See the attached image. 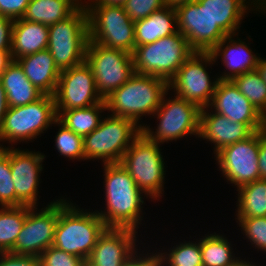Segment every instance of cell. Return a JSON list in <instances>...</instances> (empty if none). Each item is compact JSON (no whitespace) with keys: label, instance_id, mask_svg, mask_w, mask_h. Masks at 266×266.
Wrapping results in <instances>:
<instances>
[{"label":"cell","instance_id":"obj_51","mask_svg":"<svg viewBox=\"0 0 266 266\" xmlns=\"http://www.w3.org/2000/svg\"><path fill=\"white\" fill-rule=\"evenodd\" d=\"M245 1L248 3V5H250L254 9L259 0H245Z\"/></svg>","mask_w":266,"mask_h":266},{"label":"cell","instance_id":"obj_23","mask_svg":"<svg viewBox=\"0 0 266 266\" xmlns=\"http://www.w3.org/2000/svg\"><path fill=\"white\" fill-rule=\"evenodd\" d=\"M48 26L42 23L26 21L22 18L14 20L12 30V60L47 49Z\"/></svg>","mask_w":266,"mask_h":266},{"label":"cell","instance_id":"obj_20","mask_svg":"<svg viewBox=\"0 0 266 266\" xmlns=\"http://www.w3.org/2000/svg\"><path fill=\"white\" fill-rule=\"evenodd\" d=\"M255 131L247 124L232 122L226 116L209 110V107L200 110L199 137L214 144V154L222 148L236 142L246 140Z\"/></svg>","mask_w":266,"mask_h":266},{"label":"cell","instance_id":"obj_19","mask_svg":"<svg viewBox=\"0 0 266 266\" xmlns=\"http://www.w3.org/2000/svg\"><path fill=\"white\" fill-rule=\"evenodd\" d=\"M208 107L232 122L247 123L255 132L266 129V117L231 80H219Z\"/></svg>","mask_w":266,"mask_h":266},{"label":"cell","instance_id":"obj_38","mask_svg":"<svg viewBox=\"0 0 266 266\" xmlns=\"http://www.w3.org/2000/svg\"><path fill=\"white\" fill-rule=\"evenodd\" d=\"M165 6H167L165 0H127L123 5L132 21L146 18Z\"/></svg>","mask_w":266,"mask_h":266},{"label":"cell","instance_id":"obj_2","mask_svg":"<svg viewBox=\"0 0 266 266\" xmlns=\"http://www.w3.org/2000/svg\"><path fill=\"white\" fill-rule=\"evenodd\" d=\"M169 90L168 82L160 77L134 73L120 88L105 99L110 115L132 120L141 128L144 116L152 117L164 94Z\"/></svg>","mask_w":266,"mask_h":266},{"label":"cell","instance_id":"obj_4","mask_svg":"<svg viewBox=\"0 0 266 266\" xmlns=\"http://www.w3.org/2000/svg\"><path fill=\"white\" fill-rule=\"evenodd\" d=\"M161 144L150 141L142 132L125 151L120 164L134 179L138 188L149 198L164 195L165 162Z\"/></svg>","mask_w":266,"mask_h":266},{"label":"cell","instance_id":"obj_29","mask_svg":"<svg viewBox=\"0 0 266 266\" xmlns=\"http://www.w3.org/2000/svg\"><path fill=\"white\" fill-rule=\"evenodd\" d=\"M235 218L266 217V179H259L236 190Z\"/></svg>","mask_w":266,"mask_h":266},{"label":"cell","instance_id":"obj_34","mask_svg":"<svg viewBox=\"0 0 266 266\" xmlns=\"http://www.w3.org/2000/svg\"><path fill=\"white\" fill-rule=\"evenodd\" d=\"M58 126V132L55 136V149L59 154L65 158L71 160L84 161V142L83 137L75 134L72 130L66 128L58 120L55 122L54 126Z\"/></svg>","mask_w":266,"mask_h":266},{"label":"cell","instance_id":"obj_41","mask_svg":"<svg viewBox=\"0 0 266 266\" xmlns=\"http://www.w3.org/2000/svg\"><path fill=\"white\" fill-rule=\"evenodd\" d=\"M14 20L0 14V51H11Z\"/></svg>","mask_w":266,"mask_h":266},{"label":"cell","instance_id":"obj_17","mask_svg":"<svg viewBox=\"0 0 266 266\" xmlns=\"http://www.w3.org/2000/svg\"><path fill=\"white\" fill-rule=\"evenodd\" d=\"M46 155L39 151L9 147L11 175L15 188V206L37 207L38 187Z\"/></svg>","mask_w":266,"mask_h":266},{"label":"cell","instance_id":"obj_39","mask_svg":"<svg viewBox=\"0 0 266 266\" xmlns=\"http://www.w3.org/2000/svg\"><path fill=\"white\" fill-rule=\"evenodd\" d=\"M0 266H39V257L11 252L0 253Z\"/></svg>","mask_w":266,"mask_h":266},{"label":"cell","instance_id":"obj_35","mask_svg":"<svg viewBox=\"0 0 266 266\" xmlns=\"http://www.w3.org/2000/svg\"><path fill=\"white\" fill-rule=\"evenodd\" d=\"M238 227L255 249L266 252V217L236 218Z\"/></svg>","mask_w":266,"mask_h":266},{"label":"cell","instance_id":"obj_8","mask_svg":"<svg viewBox=\"0 0 266 266\" xmlns=\"http://www.w3.org/2000/svg\"><path fill=\"white\" fill-rule=\"evenodd\" d=\"M50 54L60 71L85 62L89 42L88 14L82 4L65 20L48 26Z\"/></svg>","mask_w":266,"mask_h":266},{"label":"cell","instance_id":"obj_46","mask_svg":"<svg viewBox=\"0 0 266 266\" xmlns=\"http://www.w3.org/2000/svg\"><path fill=\"white\" fill-rule=\"evenodd\" d=\"M11 61V51H0V76Z\"/></svg>","mask_w":266,"mask_h":266},{"label":"cell","instance_id":"obj_18","mask_svg":"<svg viewBox=\"0 0 266 266\" xmlns=\"http://www.w3.org/2000/svg\"><path fill=\"white\" fill-rule=\"evenodd\" d=\"M138 231L129 228H106L86 260V266H123L137 253ZM137 242V243H136Z\"/></svg>","mask_w":266,"mask_h":266},{"label":"cell","instance_id":"obj_25","mask_svg":"<svg viewBox=\"0 0 266 266\" xmlns=\"http://www.w3.org/2000/svg\"><path fill=\"white\" fill-rule=\"evenodd\" d=\"M8 107L24 106L40 99L44 94L26 77L20 64L12 60L0 76Z\"/></svg>","mask_w":266,"mask_h":266},{"label":"cell","instance_id":"obj_49","mask_svg":"<svg viewBox=\"0 0 266 266\" xmlns=\"http://www.w3.org/2000/svg\"><path fill=\"white\" fill-rule=\"evenodd\" d=\"M258 9V10H257ZM256 10V11H255ZM254 11L255 12H259V13H264L263 15H265V13H266V0H259L258 2H257V5L255 6V8H254Z\"/></svg>","mask_w":266,"mask_h":266},{"label":"cell","instance_id":"obj_11","mask_svg":"<svg viewBox=\"0 0 266 266\" xmlns=\"http://www.w3.org/2000/svg\"><path fill=\"white\" fill-rule=\"evenodd\" d=\"M215 63L209 52H194L168 82L169 91L196 104L200 109L208 107L219 78L211 79L207 66Z\"/></svg>","mask_w":266,"mask_h":266},{"label":"cell","instance_id":"obj_24","mask_svg":"<svg viewBox=\"0 0 266 266\" xmlns=\"http://www.w3.org/2000/svg\"><path fill=\"white\" fill-rule=\"evenodd\" d=\"M134 27L135 47L170 36L178 31L176 9L165 6L146 18L134 21Z\"/></svg>","mask_w":266,"mask_h":266},{"label":"cell","instance_id":"obj_5","mask_svg":"<svg viewBox=\"0 0 266 266\" xmlns=\"http://www.w3.org/2000/svg\"><path fill=\"white\" fill-rule=\"evenodd\" d=\"M58 119L54 96L43 95L35 102L24 106L8 107L0 127V147L3 142H32L45 133ZM19 141V142H18ZM2 142V144H1Z\"/></svg>","mask_w":266,"mask_h":266},{"label":"cell","instance_id":"obj_15","mask_svg":"<svg viewBox=\"0 0 266 266\" xmlns=\"http://www.w3.org/2000/svg\"><path fill=\"white\" fill-rule=\"evenodd\" d=\"M56 112L93 106L103 101L98 94L91 67L85 62L63 70L53 95Z\"/></svg>","mask_w":266,"mask_h":266},{"label":"cell","instance_id":"obj_28","mask_svg":"<svg viewBox=\"0 0 266 266\" xmlns=\"http://www.w3.org/2000/svg\"><path fill=\"white\" fill-rule=\"evenodd\" d=\"M107 111L105 100L93 106L76 108L70 110H60L58 121L75 134L85 137L92 133L100 124L102 113Z\"/></svg>","mask_w":266,"mask_h":266},{"label":"cell","instance_id":"obj_31","mask_svg":"<svg viewBox=\"0 0 266 266\" xmlns=\"http://www.w3.org/2000/svg\"><path fill=\"white\" fill-rule=\"evenodd\" d=\"M194 242L185 241L154 253L157 266H203L201 257V238Z\"/></svg>","mask_w":266,"mask_h":266},{"label":"cell","instance_id":"obj_47","mask_svg":"<svg viewBox=\"0 0 266 266\" xmlns=\"http://www.w3.org/2000/svg\"><path fill=\"white\" fill-rule=\"evenodd\" d=\"M256 69L260 73L262 80L266 83V58L259 57Z\"/></svg>","mask_w":266,"mask_h":266},{"label":"cell","instance_id":"obj_21","mask_svg":"<svg viewBox=\"0 0 266 266\" xmlns=\"http://www.w3.org/2000/svg\"><path fill=\"white\" fill-rule=\"evenodd\" d=\"M238 34L226 36L209 52L215 62H218L217 60L221 57V63L226 68L221 75L217 76L219 80H232L257 68L260 54L251 50L246 39L241 40Z\"/></svg>","mask_w":266,"mask_h":266},{"label":"cell","instance_id":"obj_1","mask_svg":"<svg viewBox=\"0 0 266 266\" xmlns=\"http://www.w3.org/2000/svg\"><path fill=\"white\" fill-rule=\"evenodd\" d=\"M105 209L96 210L107 228L138 230L143 220L144 198H148L135 184L120 163L103 164ZM144 195V198H143Z\"/></svg>","mask_w":266,"mask_h":266},{"label":"cell","instance_id":"obj_48","mask_svg":"<svg viewBox=\"0 0 266 266\" xmlns=\"http://www.w3.org/2000/svg\"><path fill=\"white\" fill-rule=\"evenodd\" d=\"M195 0H165L166 5L171 8H177L178 6L184 5L186 3L194 2Z\"/></svg>","mask_w":266,"mask_h":266},{"label":"cell","instance_id":"obj_33","mask_svg":"<svg viewBox=\"0 0 266 266\" xmlns=\"http://www.w3.org/2000/svg\"><path fill=\"white\" fill-rule=\"evenodd\" d=\"M239 91L266 117V83L256 70L248 71L231 80Z\"/></svg>","mask_w":266,"mask_h":266},{"label":"cell","instance_id":"obj_42","mask_svg":"<svg viewBox=\"0 0 266 266\" xmlns=\"http://www.w3.org/2000/svg\"><path fill=\"white\" fill-rule=\"evenodd\" d=\"M149 251L150 249L148 250L147 254L146 252L144 253L143 251H139L123 266H157L155 254L153 251L151 253H149Z\"/></svg>","mask_w":266,"mask_h":266},{"label":"cell","instance_id":"obj_3","mask_svg":"<svg viewBox=\"0 0 266 266\" xmlns=\"http://www.w3.org/2000/svg\"><path fill=\"white\" fill-rule=\"evenodd\" d=\"M65 196L59 199V219L53 246L85 260L91 254L98 237L107 228L97 211L80 209Z\"/></svg>","mask_w":266,"mask_h":266},{"label":"cell","instance_id":"obj_36","mask_svg":"<svg viewBox=\"0 0 266 266\" xmlns=\"http://www.w3.org/2000/svg\"><path fill=\"white\" fill-rule=\"evenodd\" d=\"M0 205L15 206V188L11 175L9 147L0 149Z\"/></svg>","mask_w":266,"mask_h":266},{"label":"cell","instance_id":"obj_27","mask_svg":"<svg viewBox=\"0 0 266 266\" xmlns=\"http://www.w3.org/2000/svg\"><path fill=\"white\" fill-rule=\"evenodd\" d=\"M82 4V0H30L22 19L50 26L68 18Z\"/></svg>","mask_w":266,"mask_h":266},{"label":"cell","instance_id":"obj_26","mask_svg":"<svg viewBox=\"0 0 266 266\" xmlns=\"http://www.w3.org/2000/svg\"><path fill=\"white\" fill-rule=\"evenodd\" d=\"M209 13L213 22L227 35L239 33L242 20L254 9L245 0H197ZM250 10V11H248Z\"/></svg>","mask_w":266,"mask_h":266},{"label":"cell","instance_id":"obj_45","mask_svg":"<svg viewBox=\"0 0 266 266\" xmlns=\"http://www.w3.org/2000/svg\"><path fill=\"white\" fill-rule=\"evenodd\" d=\"M88 1L83 0V5H112V6H123L127 2V0H88Z\"/></svg>","mask_w":266,"mask_h":266},{"label":"cell","instance_id":"obj_9","mask_svg":"<svg viewBox=\"0 0 266 266\" xmlns=\"http://www.w3.org/2000/svg\"><path fill=\"white\" fill-rule=\"evenodd\" d=\"M169 90L164 94L160 106L153 113L156 116V129H151V125H144L142 133L150 140L158 144L177 141L184 136L199 137L200 108L175 94L172 97L166 96Z\"/></svg>","mask_w":266,"mask_h":266},{"label":"cell","instance_id":"obj_12","mask_svg":"<svg viewBox=\"0 0 266 266\" xmlns=\"http://www.w3.org/2000/svg\"><path fill=\"white\" fill-rule=\"evenodd\" d=\"M85 61L93 71L96 89L103 100L135 73L132 54L96 42H88Z\"/></svg>","mask_w":266,"mask_h":266},{"label":"cell","instance_id":"obj_13","mask_svg":"<svg viewBox=\"0 0 266 266\" xmlns=\"http://www.w3.org/2000/svg\"><path fill=\"white\" fill-rule=\"evenodd\" d=\"M259 146L260 131H257L246 140L226 146L214 155L228 184H234L238 189L260 179Z\"/></svg>","mask_w":266,"mask_h":266},{"label":"cell","instance_id":"obj_50","mask_svg":"<svg viewBox=\"0 0 266 266\" xmlns=\"http://www.w3.org/2000/svg\"><path fill=\"white\" fill-rule=\"evenodd\" d=\"M235 266H260V265H256V263H252V261L250 262L249 260L246 261V258L242 259L235 265Z\"/></svg>","mask_w":266,"mask_h":266},{"label":"cell","instance_id":"obj_43","mask_svg":"<svg viewBox=\"0 0 266 266\" xmlns=\"http://www.w3.org/2000/svg\"><path fill=\"white\" fill-rule=\"evenodd\" d=\"M258 162L260 179H266V129L260 130Z\"/></svg>","mask_w":266,"mask_h":266},{"label":"cell","instance_id":"obj_6","mask_svg":"<svg viewBox=\"0 0 266 266\" xmlns=\"http://www.w3.org/2000/svg\"><path fill=\"white\" fill-rule=\"evenodd\" d=\"M195 51L179 31L153 43L135 47L132 58L136 73L169 82Z\"/></svg>","mask_w":266,"mask_h":266},{"label":"cell","instance_id":"obj_16","mask_svg":"<svg viewBox=\"0 0 266 266\" xmlns=\"http://www.w3.org/2000/svg\"><path fill=\"white\" fill-rule=\"evenodd\" d=\"M176 13L177 30L186 37L195 52H210L228 36L197 0L178 6Z\"/></svg>","mask_w":266,"mask_h":266},{"label":"cell","instance_id":"obj_32","mask_svg":"<svg viewBox=\"0 0 266 266\" xmlns=\"http://www.w3.org/2000/svg\"><path fill=\"white\" fill-rule=\"evenodd\" d=\"M27 215V206H0V253L10 252Z\"/></svg>","mask_w":266,"mask_h":266},{"label":"cell","instance_id":"obj_14","mask_svg":"<svg viewBox=\"0 0 266 266\" xmlns=\"http://www.w3.org/2000/svg\"><path fill=\"white\" fill-rule=\"evenodd\" d=\"M58 219L59 199L51 201L41 210L27 206L25 222L10 252L39 257L53 245Z\"/></svg>","mask_w":266,"mask_h":266},{"label":"cell","instance_id":"obj_30","mask_svg":"<svg viewBox=\"0 0 266 266\" xmlns=\"http://www.w3.org/2000/svg\"><path fill=\"white\" fill-rule=\"evenodd\" d=\"M201 237L203 266H235L241 260L235 256L233 244L226 235L208 232Z\"/></svg>","mask_w":266,"mask_h":266},{"label":"cell","instance_id":"obj_10","mask_svg":"<svg viewBox=\"0 0 266 266\" xmlns=\"http://www.w3.org/2000/svg\"><path fill=\"white\" fill-rule=\"evenodd\" d=\"M88 14L89 41L132 54L135 27L123 6L84 5Z\"/></svg>","mask_w":266,"mask_h":266},{"label":"cell","instance_id":"obj_7","mask_svg":"<svg viewBox=\"0 0 266 266\" xmlns=\"http://www.w3.org/2000/svg\"><path fill=\"white\" fill-rule=\"evenodd\" d=\"M141 131L142 128L130 119L105 115L99 126L83 138L84 161L102 159L103 164L120 163Z\"/></svg>","mask_w":266,"mask_h":266},{"label":"cell","instance_id":"obj_22","mask_svg":"<svg viewBox=\"0 0 266 266\" xmlns=\"http://www.w3.org/2000/svg\"><path fill=\"white\" fill-rule=\"evenodd\" d=\"M28 80L44 95L55 94L61 71L48 49L16 60Z\"/></svg>","mask_w":266,"mask_h":266},{"label":"cell","instance_id":"obj_44","mask_svg":"<svg viewBox=\"0 0 266 266\" xmlns=\"http://www.w3.org/2000/svg\"><path fill=\"white\" fill-rule=\"evenodd\" d=\"M8 109L6 93L0 80V127L2 126L4 116Z\"/></svg>","mask_w":266,"mask_h":266},{"label":"cell","instance_id":"obj_40","mask_svg":"<svg viewBox=\"0 0 266 266\" xmlns=\"http://www.w3.org/2000/svg\"><path fill=\"white\" fill-rule=\"evenodd\" d=\"M30 0H0V14L13 20L23 17Z\"/></svg>","mask_w":266,"mask_h":266},{"label":"cell","instance_id":"obj_37","mask_svg":"<svg viewBox=\"0 0 266 266\" xmlns=\"http://www.w3.org/2000/svg\"><path fill=\"white\" fill-rule=\"evenodd\" d=\"M39 266H86V260L52 245L40 254Z\"/></svg>","mask_w":266,"mask_h":266}]
</instances>
